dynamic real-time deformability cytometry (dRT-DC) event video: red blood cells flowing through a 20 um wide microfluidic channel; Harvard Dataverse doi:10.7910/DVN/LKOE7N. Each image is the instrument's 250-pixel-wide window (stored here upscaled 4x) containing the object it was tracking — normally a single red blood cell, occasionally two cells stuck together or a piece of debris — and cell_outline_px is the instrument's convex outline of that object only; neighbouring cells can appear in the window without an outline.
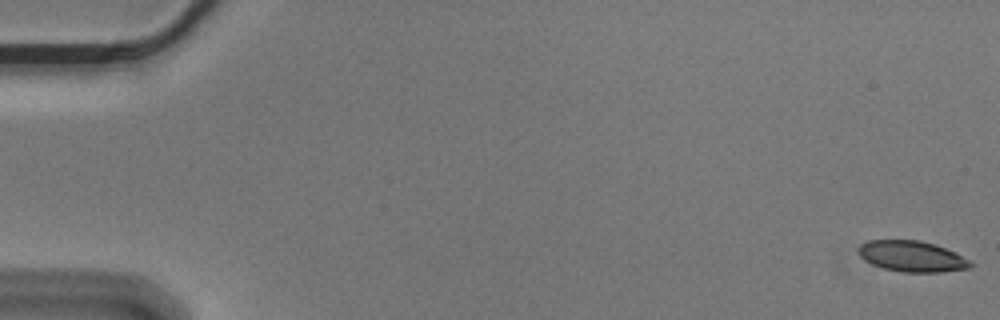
{"species": "Egyptian fruit bat (a non-hibernating species)", "species_latin": "Rousettus aegyptiacus", "temperature_condition": "cold", "stored_images_in_passage": 57, "camera_frame_rate_fps": 3000, "um_per_image_px": 0.085, "animal": {"sex": "male"}, "frame": {"image": 1, "passage_image": 1, "time_ms": 0.0, "image_size_px": [1000, 320], "cell_outline_px": [[976, 264], [972, 268], [940, 272], [900, 272], [884, 268], [872, 264], [864, 260], [856, 252], [856, 248], [860, 244], [868, 240], [920, 240], [944, 248], [972, 260]], "centroid_in_image_um": [77.51, 21.79], "position_along_channel_um": 7.5, "area_um2": 20.4}}
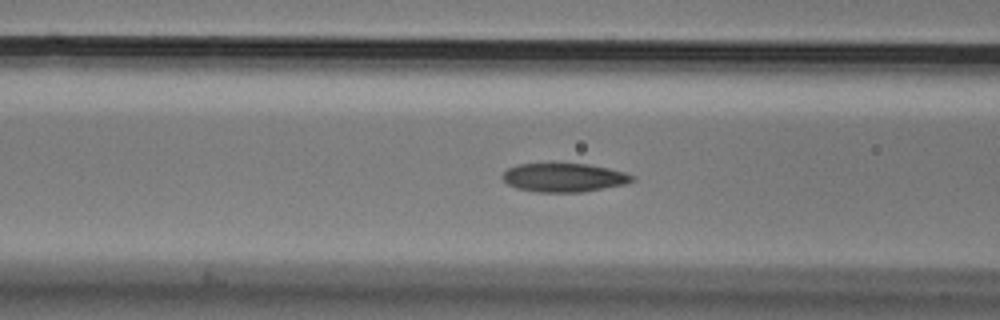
{"frame": {"image": 2, "passage_image": 23, "time_ms": 7.333, "image_size_px": [1000, 320], "cell_outline_px": [[636, 180], [624, 184], [584, 192], [536, 192], [516, 188], [508, 184], [500, 176], [508, 168], [516, 164], [552, 160], [588, 164], [608, 168], [624, 172], [636, 176]], "centroid_in_image_um": [47.89, 15.04], "position_along_channel_um": 118.7, "area_um2": 22.77}}
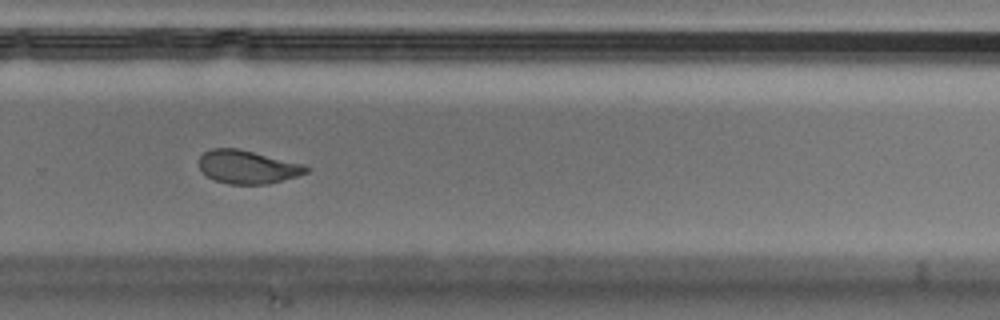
{"frame": {"image": 3, "passage_image": 39, "time_ms": 12.667, "image_size_px": [1000, 320], "cell_outline_px": [[312, 168], [308, 172], [296, 176], [268, 184], [228, 184], [216, 180], [200, 172], [200, 156], [204, 152], [212, 148], [236, 148], [304, 164]], "centroid_in_image_um": [21.05, 14.19], "position_along_channel_um": 308.8, "area_um2": 20.69}, "authors_computed_cell_mechanics": {"area_um2": 21.675, "velocity_mm_per_s": 3.5634, "shape_relaxation_time_tau1_ms": 5.7299, "shape_relaxation_time_tau2_ms": 1.7479, "deformation_change_tau1": 0.1576, "deformation_change_tau2": 0.0686}}